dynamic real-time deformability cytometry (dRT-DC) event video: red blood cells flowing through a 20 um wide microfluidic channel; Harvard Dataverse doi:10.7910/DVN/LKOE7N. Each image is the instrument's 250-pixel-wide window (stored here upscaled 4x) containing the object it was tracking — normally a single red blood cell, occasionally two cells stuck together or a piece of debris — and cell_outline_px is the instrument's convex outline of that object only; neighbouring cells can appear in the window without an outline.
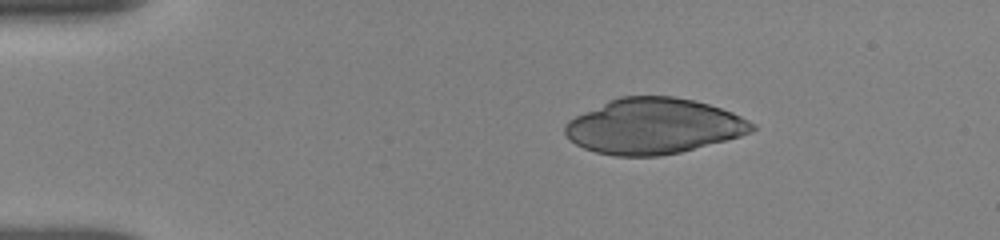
{"species": "human", "species_latin": "Homo sapiens", "temperature_condition": "room temperature", "stored_images_in_passage": 8, "camera_frame_rate_fps": 3000, "um_per_image_px": 0.085, "donor": {"sex": "female"}, "frame": {"image": 1, "passage_image": 1, "time_ms": 0.0, "image_size_px": [1000, 240], "cell_outline_px": [[756, 128], [752, 132], [740, 136], [680, 152], [660, 156], [616, 156], [596, 152], [584, 148], [576, 144], [564, 132], [564, 124], [568, 120], [608, 100], [620, 96], [672, 96], [692, 100], [708, 104], [732, 112], [756, 124]], "centroid_in_image_um": [55.55, 10.72], "position_along_channel_um": 29.5, "area_um2": 60.29}}